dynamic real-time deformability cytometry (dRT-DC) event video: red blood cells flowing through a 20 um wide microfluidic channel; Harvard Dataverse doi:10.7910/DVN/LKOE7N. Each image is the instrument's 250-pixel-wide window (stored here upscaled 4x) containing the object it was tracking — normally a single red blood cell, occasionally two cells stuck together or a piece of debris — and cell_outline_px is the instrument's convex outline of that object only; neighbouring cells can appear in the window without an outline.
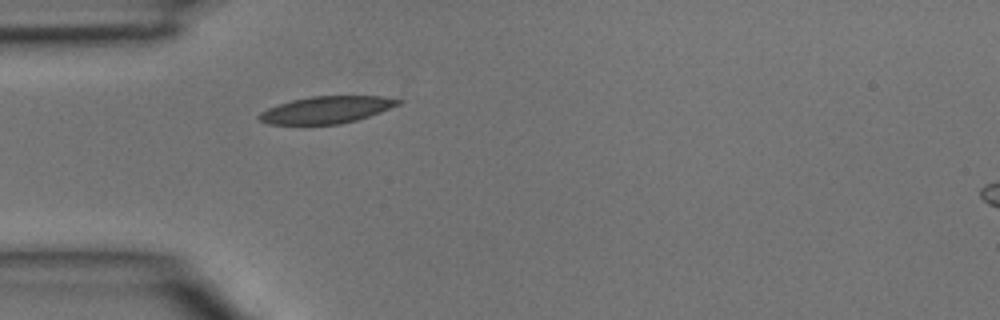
{"species": "common noctule bat (a hibernating species)", "species_latin": "Nyctalus noctula", "temperature_condition": "room temperature", "stored_images_in_passage": 2, "segment_of_instrument_passage": [1, 2], "camera_frame_rate_fps": 3000, "um_per_image_px": 0.085, "animal": {"sex": "male", "body_mass_g": 15.6}, "frame": {"image": 1, "passage_image": 1, "time_ms": 0.0, "image_size_px": [1000, 320], "cell_outline_px": [[404, 100], [400, 104], [380, 112], [356, 120], [340, 124], [268, 124], [260, 120], [256, 116], [260, 112], [268, 108], [292, 100], [312, 96], [384, 96]], "centroid_in_image_um": [27.76, 9.33], "position_along_channel_um": 57.2, "area_um2": 21.79}}